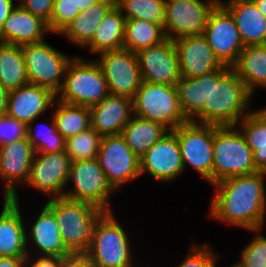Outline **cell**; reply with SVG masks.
<instances>
[{
  "mask_svg": "<svg viewBox=\"0 0 266 267\" xmlns=\"http://www.w3.org/2000/svg\"><path fill=\"white\" fill-rule=\"evenodd\" d=\"M265 171L233 176L214 183L209 218L251 232L263 229L266 212Z\"/></svg>",
  "mask_w": 266,
  "mask_h": 267,
  "instance_id": "obj_1",
  "label": "cell"
},
{
  "mask_svg": "<svg viewBox=\"0 0 266 267\" xmlns=\"http://www.w3.org/2000/svg\"><path fill=\"white\" fill-rule=\"evenodd\" d=\"M252 96L231 67L226 66L210 71L208 124L237 127L251 111Z\"/></svg>",
  "mask_w": 266,
  "mask_h": 267,
  "instance_id": "obj_2",
  "label": "cell"
},
{
  "mask_svg": "<svg viewBox=\"0 0 266 267\" xmlns=\"http://www.w3.org/2000/svg\"><path fill=\"white\" fill-rule=\"evenodd\" d=\"M45 206L55 216L65 247L70 252H87L95 222L104 211L91 203L65 197L49 198Z\"/></svg>",
  "mask_w": 266,
  "mask_h": 267,
  "instance_id": "obj_3",
  "label": "cell"
},
{
  "mask_svg": "<svg viewBox=\"0 0 266 267\" xmlns=\"http://www.w3.org/2000/svg\"><path fill=\"white\" fill-rule=\"evenodd\" d=\"M112 212H104L95 222L87 254L94 267H134L135 259L128 235ZM137 267V266H135Z\"/></svg>",
  "mask_w": 266,
  "mask_h": 267,
  "instance_id": "obj_4",
  "label": "cell"
},
{
  "mask_svg": "<svg viewBox=\"0 0 266 267\" xmlns=\"http://www.w3.org/2000/svg\"><path fill=\"white\" fill-rule=\"evenodd\" d=\"M235 126L214 125L212 185L223 179L259 171L253 152Z\"/></svg>",
  "mask_w": 266,
  "mask_h": 267,
  "instance_id": "obj_5",
  "label": "cell"
},
{
  "mask_svg": "<svg viewBox=\"0 0 266 267\" xmlns=\"http://www.w3.org/2000/svg\"><path fill=\"white\" fill-rule=\"evenodd\" d=\"M109 94L108 85L98 63L75 56L66 68L64 82L56 99L90 108Z\"/></svg>",
  "mask_w": 266,
  "mask_h": 267,
  "instance_id": "obj_6",
  "label": "cell"
},
{
  "mask_svg": "<svg viewBox=\"0 0 266 267\" xmlns=\"http://www.w3.org/2000/svg\"><path fill=\"white\" fill-rule=\"evenodd\" d=\"M133 115L160 123L169 131L189 121L179 105L176 86L145 81L133 98Z\"/></svg>",
  "mask_w": 266,
  "mask_h": 267,
  "instance_id": "obj_7",
  "label": "cell"
},
{
  "mask_svg": "<svg viewBox=\"0 0 266 267\" xmlns=\"http://www.w3.org/2000/svg\"><path fill=\"white\" fill-rule=\"evenodd\" d=\"M21 47L29 83L50 89L57 95L62 88L66 68L73 57L61 53L45 40Z\"/></svg>",
  "mask_w": 266,
  "mask_h": 267,
  "instance_id": "obj_8",
  "label": "cell"
},
{
  "mask_svg": "<svg viewBox=\"0 0 266 267\" xmlns=\"http://www.w3.org/2000/svg\"><path fill=\"white\" fill-rule=\"evenodd\" d=\"M69 182H72L74 187L71 189L68 187V190H65V198L85 201L104 212H112L109 198L115 189L108 182L96 158L72 162L67 184Z\"/></svg>",
  "mask_w": 266,
  "mask_h": 267,
  "instance_id": "obj_9",
  "label": "cell"
},
{
  "mask_svg": "<svg viewBox=\"0 0 266 267\" xmlns=\"http://www.w3.org/2000/svg\"><path fill=\"white\" fill-rule=\"evenodd\" d=\"M173 132L177 135L184 172L188 164L212 185L214 125L188 121Z\"/></svg>",
  "mask_w": 266,
  "mask_h": 267,
  "instance_id": "obj_10",
  "label": "cell"
},
{
  "mask_svg": "<svg viewBox=\"0 0 266 267\" xmlns=\"http://www.w3.org/2000/svg\"><path fill=\"white\" fill-rule=\"evenodd\" d=\"M96 159L115 190L141 176L140 158L121 134L102 136Z\"/></svg>",
  "mask_w": 266,
  "mask_h": 267,
  "instance_id": "obj_11",
  "label": "cell"
},
{
  "mask_svg": "<svg viewBox=\"0 0 266 267\" xmlns=\"http://www.w3.org/2000/svg\"><path fill=\"white\" fill-rule=\"evenodd\" d=\"M100 66L111 95L134 98L142 83L136 53L127 49L99 53L95 60Z\"/></svg>",
  "mask_w": 266,
  "mask_h": 267,
  "instance_id": "obj_12",
  "label": "cell"
},
{
  "mask_svg": "<svg viewBox=\"0 0 266 267\" xmlns=\"http://www.w3.org/2000/svg\"><path fill=\"white\" fill-rule=\"evenodd\" d=\"M219 0H166L163 31L165 37L176 40L201 35L211 10Z\"/></svg>",
  "mask_w": 266,
  "mask_h": 267,
  "instance_id": "obj_13",
  "label": "cell"
},
{
  "mask_svg": "<svg viewBox=\"0 0 266 267\" xmlns=\"http://www.w3.org/2000/svg\"><path fill=\"white\" fill-rule=\"evenodd\" d=\"M202 35L218 60L228 67L237 62L245 47L234 18L220 2L209 13Z\"/></svg>",
  "mask_w": 266,
  "mask_h": 267,
  "instance_id": "obj_14",
  "label": "cell"
},
{
  "mask_svg": "<svg viewBox=\"0 0 266 267\" xmlns=\"http://www.w3.org/2000/svg\"><path fill=\"white\" fill-rule=\"evenodd\" d=\"M72 160L64 151L35 152L26 185L51 198L64 197Z\"/></svg>",
  "mask_w": 266,
  "mask_h": 267,
  "instance_id": "obj_15",
  "label": "cell"
},
{
  "mask_svg": "<svg viewBox=\"0 0 266 267\" xmlns=\"http://www.w3.org/2000/svg\"><path fill=\"white\" fill-rule=\"evenodd\" d=\"M34 155L35 150L27 137L0 146V177L5 182L4 199L19 201L17 187L28 181Z\"/></svg>",
  "mask_w": 266,
  "mask_h": 267,
  "instance_id": "obj_16",
  "label": "cell"
},
{
  "mask_svg": "<svg viewBox=\"0 0 266 267\" xmlns=\"http://www.w3.org/2000/svg\"><path fill=\"white\" fill-rule=\"evenodd\" d=\"M145 172L162 183L176 180L183 174L178 139L173 131H169L140 158V174Z\"/></svg>",
  "mask_w": 266,
  "mask_h": 267,
  "instance_id": "obj_17",
  "label": "cell"
},
{
  "mask_svg": "<svg viewBox=\"0 0 266 267\" xmlns=\"http://www.w3.org/2000/svg\"><path fill=\"white\" fill-rule=\"evenodd\" d=\"M142 80L176 86L181 79L174 41L166 38L161 43L136 53Z\"/></svg>",
  "mask_w": 266,
  "mask_h": 267,
  "instance_id": "obj_18",
  "label": "cell"
},
{
  "mask_svg": "<svg viewBox=\"0 0 266 267\" xmlns=\"http://www.w3.org/2000/svg\"><path fill=\"white\" fill-rule=\"evenodd\" d=\"M181 77L197 78L205 73L225 68L215 56L205 37L185 36L174 40Z\"/></svg>",
  "mask_w": 266,
  "mask_h": 267,
  "instance_id": "obj_19",
  "label": "cell"
},
{
  "mask_svg": "<svg viewBox=\"0 0 266 267\" xmlns=\"http://www.w3.org/2000/svg\"><path fill=\"white\" fill-rule=\"evenodd\" d=\"M55 99L50 89L28 83L8 93L6 114L27 125L52 109Z\"/></svg>",
  "mask_w": 266,
  "mask_h": 267,
  "instance_id": "obj_20",
  "label": "cell"
},
{
  "mask_svg": "<svg viewBox=\"0 0 266 267\" xmlns=\"http://www.w3.org/2000/svg\"><path fill=\"white\" fill-rule=\"evenodd\" d=\"M89 110L91 128L101 136L118 135L133 116V99L109 94Z\"/></svg>",
  "mask_w": 266,
  "mask_h": 267,
  "instance_id": "obj_21",
  "label": "cell"
},
{
  "mask_svg": "<svg viewBox=\"0 0 266 267\" xmlns=\"http://www.w3.org/2000/svg\"><path fill=\"white\" fill-rule=\"evenodd\" d=\"M0 212V257H28L26 226L20 201L4 199ZM25 223V224H24Z\"/></svg>",
  "mask_w": 266,
  "mask_h": 267,
  "instance_id": "obj_22",
  "label": "cell"
},
{
  "mask_svg": "<svg viewBox=\"0 0 266 267\" xmlns=\"http://www.w3.org/2000/svg\"><path fill=\"white\" fill-rule=\"evenodd\" d=\"M36 217L33 224H31L32 226H30V231H26L27 249L29 247L35 249L33 252H27L28 256H35V251L37 253L36 256L62 257L70 253L63 243L54 214L43 205L40 214Z\"/></svg>",
  "mask_w": 266,
  "mask_h": 267,
  "instance_id": "obj_23",
  "label": "cell"
},
{
  "mask_svg": "<svg viewBox=\"0 0 266 267\" xmlns=\"http://www.w3.org/2000/svg\"><path fill=\"white\" fill-rule=\"evenodd\" d=\"M50 32L45 21L17 3L0 30V42L18 46L38 43L44 41V35Z\"/></svg>",
  "mask_w": 266,
  "mask_h": 267,
  "instance_id": "obj_24",
  "label": "cell"
},
{
  "mask_svg": "<svg viewBox=\"0 0 266 267\" xmlns=\"http://www.w3.org/2000/svg\"><path fill=\"white\" fill-rule=\"evenodd\" d=\"M234 18L244 46L263 45L266 40V17L253 0H219Z\"/></svg>",
  "mask_w": 266,
  "mask_h": 267,
  "instance_id": "obj_25",
  "label": "cell"
},
{
  "mask_svg": "<svg viewBox=\"0 0 266 267\" xmlns=\"http://www.w3.org/2000/svg\"><path fill=\"white\" fill-rule=\"evenodd\" d=\"M179 105L190 122L208 124L209 72L201 77H181L176 84Z\"/></svg>",
  "mask_w": 266,
  "mask_h": 267,
  "instance_id": "obj_26",
  "label": "cell"
},
{
  "mask_svg": "<svg viewBox=\"0 0 266 267\" xmlns=\"http://www.w3.org/2000/svg\"><path fill=\"white\" fill-rule=\"evenodd\" d=\"M115 6V0H100L80 12L59 34L84 48L92 39L98 24Z\"/></svg>",
  "mask_w": 266,
  "mask_h": 267,
  "instance_id": "obj_27",
  "label": "cell"
},
{
  "mask_svg": "<svg viewBox=\"0 0 266 267\" xmlns=\"http://www.w3.org/2000/svg\"><path fill=\"white\" fill-rule=\"evenodd\" d=\"M126 17L114 6L98 24L93 39L84 47L92 54L123 49ZM88 47V48H87Z\"/></svg>",
  "mask_w": 266,
  "mask_h": 267,
  "instance_id": "obj_28",
  "label": "cell"
},
{
  "mask_svg": "<svg viewBox=\"0 0 266 267\" xmlns=\"http://www.w3.org/2000/svg\"><path fill=\"white\" fill-rule=\"evenodd\" d=\"M231 68L252 95L256 92V88H266V47L264 45L244 47Z\"/></svg>",
  "mask_w": 266,
  "mask_h": 267,
  "instance_id": "obj_29",
  "label": "cell"
},
{
  "mask_svg": "<svg viewBox=\"0 0 266 267\" xmlns=\"http://www.w3.org/2000/svg\"><path fill=\"white\" fill-rule=\"evenodd\" d=\"M168 132L169 130L160 123L133 115L129 123L123 128L121 135L130 149L141 158Z\"/></svg>",
  "mask_w": 266,
  "mask_h": 267,
  "instance_id": "obj_30",
  "label": "cell"
},
{
  "mask_svg": "<svg viewBox=\"0 0 266 267\" xmlns=\"http://www.w3.org/2000/svg\"><path fill=\"white\" fill-rule=\"evenodd\" d=\"M238 124L259 171L266 172V108L251 110Z\"/></svg>",
  "mask_w": 266,
  "mask_h": 267,
  "instance_id": "obj_31",
  "label": "cell"
},
{
  "mask_svg": "<svg viewBox=\"0 0 266 267\" xmlns=\"http://www.w3.org/2000/svg\"><path fill=\"white\" fill-rule=\"evenodd\" d=\"M28 83L22 47L0 42V84L10 92Z\"/></svg>",
  "mask_w": 266,
  "mask_h": 267,
  "instance_id": "obj_32",
  "label": "cell"
},
{
  "mask_svg": "<svg viewBox=\"0 0 266 267\" xmlns=\"http://www.w3.org/2000/svg\"><path fill=\"white\" fill-rule=\"evenodd\" d=\"M166 39L160 24L141 19L126 18L123 48L131 52L157 45Z\"/></svg>",
  "mask_w": 266,
  "mask_h": 267,
  "instance_id": "obj_33",
  "label": "cell"
},
{
  "mask_svg": "<svg viewBox=\"0 0 266 267\" xmlns=\"http://www.w3.org/2000/svg\"><path fill=\"white\" fill-rule=\"evenodd\" d=\"M53 104L57 108L52 110V116L57 131L65 140L91 128L89 107L64 103L58 99Z\"/></svg>",
  "mask_w": 266,
  "mask_h": 267,
  "instance_id": "obj_34",
  "label": "cell"
},
{
  "mask_svg": "<svg viewBox=\"0 0 266 267\" xmlns=\"http://www.w3.org/2000/svg\"><path fill=\"white\" fill-rule=\"evenodd\" d=\"M34 121L26 125V137L35 152L58 153L65 150V139L57 131L53 116L49 119L51 124L44 122L40 128L33 126Z\"/></svg>",
  "mask_w": 266,
  "mask_h": 267,
  "instance_id": "obj_35",
  "label": "cell"
},
{
  "mask_svg": "<svg viewBox=\"0 0 266 267\" xmlns=\"http://www.w3.org/2000/svg\"><path fill=\"white\" fill-rule=\"evenodd\" d=\"M115 6L126 18L150 21L163 27L166 0H115Z\"/></svg>",
  "mask_w": 266,
  "mask_h": 267,
  "instance_id": "obj_36",
  "label": "cell"
},
{
  "mask_svg": "<svg viewBox=\"0 0 266 267\" xmlns=\"http://www.w3.org/2000/svg\"><path fill=\"white\" fill-rule=\"evenodd\" d=\"M102 136L93 128L65 140V152L72 162L96 158Z\"/></svg>",
  "mask_w": 266,
  "mask_h": 267,
  "instance_id": "obj_37",
  "label": "cell"
},
{
  "mask_svg": "<svg viewBox=\"0 0 266 267\" xmlns=\"http://www.w3.org/2000/svg\"><path fill=\"white\" fill-rule=\"evenodd\" d=\"M261 230H253L254 238L252 237V240L242 249L240 261L233 264V267H266V236L261 234Z\"/></svg>",
  "mask_w": 266,
  "mask_h": 267,
  "instance_id": "obj_38",
  "label": "cell"
},
{
  "mask_svg": "<svg viewBox=\"0 0 266 267\" xmlns=\"http://www.w3.org/2000/svg\"><path fill=\"white\" fill-rule=\"evenodd\" d=\"M218 254L210 244H192L190 251L178 267H216Z\"/></svg>",
  "mask_w": 266,
  "mask_h": 267,
  "instance_id": "obj_39",
  "label": "cell"
},
{
  "mask_svg": "<svg viewBox=\"0 0 266 267\" xmlns=\"http://www.w3.org/2000/svg\"><path fill=\"white\" fill-rule=\"evenodd\" d=\"M74 0H55L50 20V31L59 34L78 14Z\"/></svg>",
  "mask_w": 266,
  "mask_h": 267,
  "instance_id": "obj_40",
  "label": "cell"
},
{
  "mask_svg": "<svg viewBox=\"0 0 266 267\" xmlns=\"http://www.w3.org/2000/svg\"><path fill=\"white\" fill-rule=\"evenodd\" d=\"M26 138V125L5 114L0 117V146Z\"/></svg>",
  "mask_w": 266,
  "mask_h": 267,
  "instance_id": "obj_41",
  "label": "cell"
},
{
  "mask_svg": "<svg viewBox=\"0 0 266 267\" xmlns=\"http://www.w3.org/2000/svg\"><path fill=\"white\" fill-rule=\"evenodd\" d=\"M19 5L28 12L41 18L48 24L50 29V20L53 12L55 0H18Z\"/></svg>",
  "mask_w": 266,
  "mask_h": 267,
  "instance_id": "obj_42",
  "label": "cell"
},
{
  "mask_svg": "<svg viewBox=\"0 0 266 267\" xmlns=\"http://www.w3.org/2000/svg\"><path fill=\"white\" fill-rule=\"evenodd\" d=\"M60 267H94L87 252H70L61 257Z\"/></svg>",
  "mask_w": 266,
  "mask_h": 267,
  "instance_id": "obj_43",
  "label": "cell"
},
{
  "mask_svg": "<svg viewBox=\"0 0 266 267\" xmlns=\"http://www.w3.org/2000/svg\"><path fill=\"white\" fill-rule=\"evenodd\" d=\"M60 262L61 257L57 256H28L25 267H60Z\"/></svg>",
  "mask_w": 266,
  "mask_h": 267,
  "instance_id": "obj_44",
  "label": "cell"
},
{
  "mask_svg": "<svg viewBox=\"0 0 266 267\" xmlns=\"http://www.w3.org/2000/svg\"><path fill=\"white\" fill-rule=\"evenodd\" d=\"M15 7L13 0H0V30L3 27L4 21Z\"/></svg>",
  "mask_w": 266,
  "mask_h": 267,
  "instance_id": "obj_45",
  "label": "cell"
},
{
  "mask_svg": "<svg viewBox=\"0 0 266 267\" xmlns=\"http://www.w3.org/2000/svg\"><path fill=\"white\" fill-rule=\"evenodd\" d=\"M27 257H0V267H25Z\"/></svg>",
  "mask_w": 266,
  "mask_h": 267,
  "instance_id": "obj_46",
  "label": "cell"
},
{
  "mask_svg": "<svg viewBox=\"0 0 266 267\" xmlns=\"http://www.w3.org/2000/svg\"><path fill=\"white\" fill-rule=\"evenodd\" d=\"M8 91L0 84V117L7 112Z\"/></svg>",
  "mask_w": 266,
  "mask_h": 267,
  "instance_id": "obj_47",
  "label": "cell"
},
{
  "mask_svg": "<svg viewBox=\"0 0 266 267\" xmlns=\"http://www.w3.org/2000/svg\"><path fill=\"white\" fill-rule=\"evenodd\" d=\"M100 0H74L75 8H79L80 12L87 10L91 5L96 4Z\"/></svg>",
  "mask_w": 266,
  "mask_h": 267,
  "instance_id": "obj_48",
  "label": "cell"
},
{
  "mask_svg": "<svg viewBox=\"0 0 266 267\" xmlns=\"http://www.w3.org/2000/svg\"><path fill=\"white\" fill-rule=\"evenodd\" d=\"M257 8L266 17V0H253Z\"/></svg>",
  "mask_w": 266,
  "mask_h": 267,
  "instance_id": "obj_49",
  "label": "cell"
}]
</instances>
